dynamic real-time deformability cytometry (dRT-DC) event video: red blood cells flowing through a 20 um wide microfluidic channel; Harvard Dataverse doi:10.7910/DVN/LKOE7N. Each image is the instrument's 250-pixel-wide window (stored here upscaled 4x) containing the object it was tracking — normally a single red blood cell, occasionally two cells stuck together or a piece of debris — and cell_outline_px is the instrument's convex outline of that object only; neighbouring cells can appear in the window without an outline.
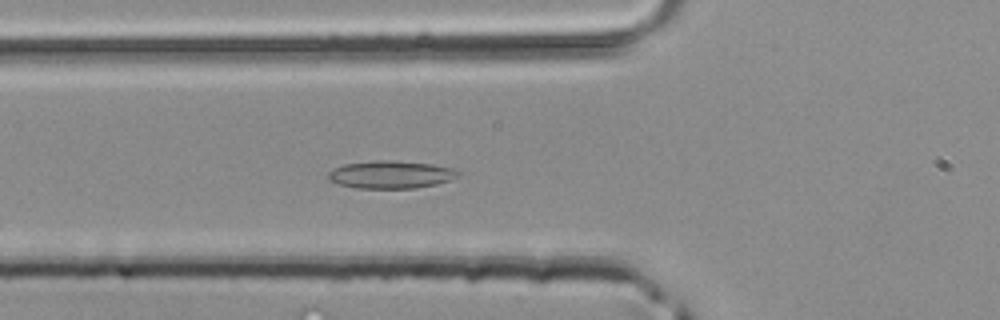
{"species": "common noctule bat (a hibernating species)", "species_latin": "Nyctalus noctula", "temperature_condition": "room temperature", "stored_images_in_passage": 36, "segment_of_instrument_passage": [1, 2], "camera_frame_rate_fps": 3000, "um_per_image_px": 0.085, "animal": {"sex": "male", "body_mass_g": 20.4}, "frame": {"image": 1, "passage_image": 6, "time_ms": 1.667, "image_size_px": [1000, 320], "cell_outline_px": [[460, 176], [436, 184], [416, 188], [356, 188], [340, 184], [328, 180], [328, 172], [344, 164], [376, 160], [388, 160], [432, 164], [452, 168], [460, 172]], "centroid_in_image_um": [33.22, 14.84], "position_along_channel_um": 92.6, "area_um2": 20.81}}
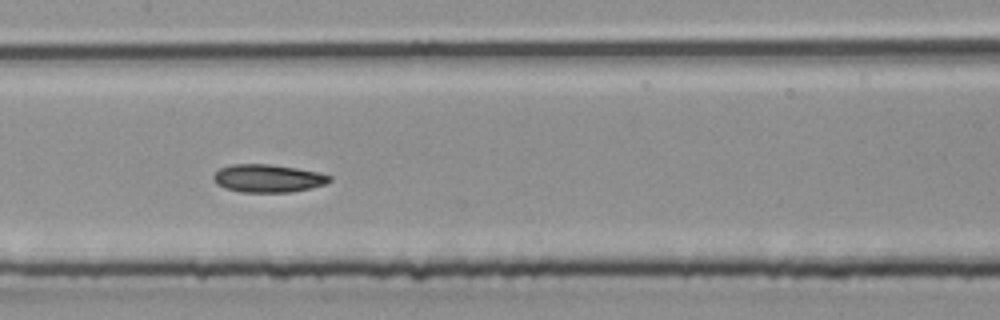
{"frame": {"image": 2, "passage_image": 12, "time_ms": 3.667, "image_size_px": [1000, 320], "cell_outline_px": [[332, 180], [324, 184], [312, 188], [292, 192], [240, 192], [224, 188], [216, 184], [212, 176], [220, 168], [232, 164], [268, 164], [296, 168], [320, 172], [332, 176]], "centroid_in_image_um": [22.78, 15.16], "position_along_channel_um": 184.6, "area_um2": 19.02}}
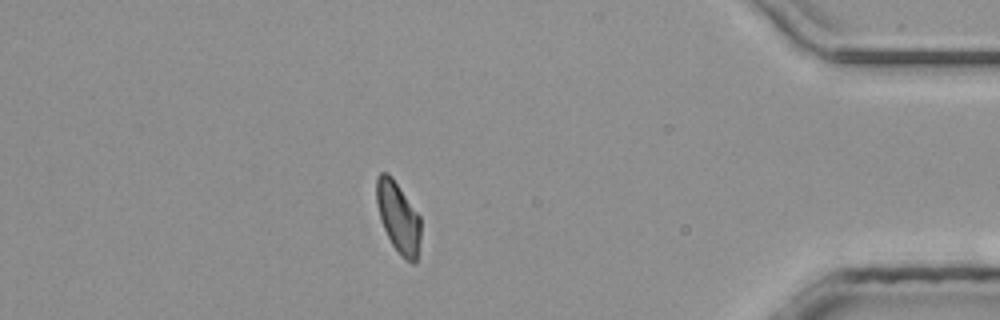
{"frame": {"image": 3, "passage_image": 29, "time_ms": 9.333, "image_size_px": [1000, 320], "cell_outline_px": [[420, 240], [416, 264], [412, 264], [400, 256], [392, 244], [384, 228], [376, 204], [376, 176], [380, 172], [388, 172], [392, 176], [420, 216]], "centroid_in_image_um": [33.85, 18.47], "position_along_channel_um": 401.3, "area_um2": 18.38}}